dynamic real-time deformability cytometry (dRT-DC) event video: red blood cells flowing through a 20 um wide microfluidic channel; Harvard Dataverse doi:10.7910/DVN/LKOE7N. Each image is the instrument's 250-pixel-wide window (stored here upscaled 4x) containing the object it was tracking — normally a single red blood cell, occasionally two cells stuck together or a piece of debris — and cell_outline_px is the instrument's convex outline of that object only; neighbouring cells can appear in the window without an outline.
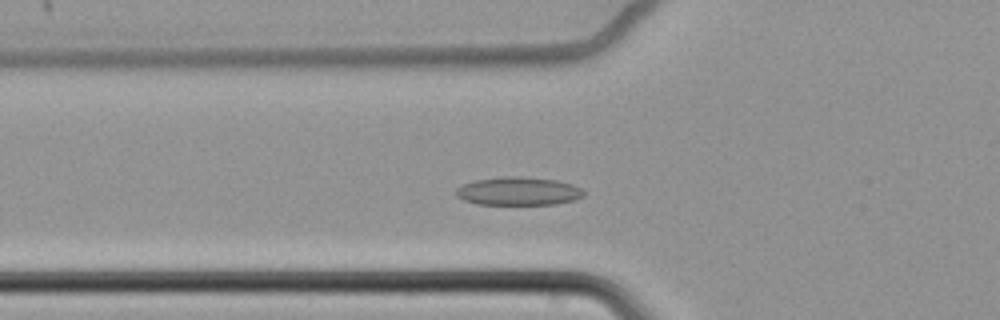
{"species": "common noctule bat (a hibernating species)", "species_latin": "Nyctalus noctula", "temperature_condition": "cold", "stored_images_in_passage": 42, "camera_frame_rate_fps": 3000, "um_per_image_px": 0.085, "animal": {"sex": "female", "body_mass_g": 22.7, "forearm_length_mm": 54.2}, "frame": {"image": 1, "passage_image": 11, "time_ms": 3.333, "image_size_px": [1000, 320], "cell_outline_px": [[584, 196], [576, 200], [556, 204], [476, 204], [464, 200], [456, 196], [456, 188], [464, 184], [476, 180], [504, 176], [520, 176], [556, 180], [572, 184], [580, 188], [584, 192]], "centroid_in_image_um": [44.07, 16.25], "position_along_channel_um": 81.7, "area_um2": 21.04}}
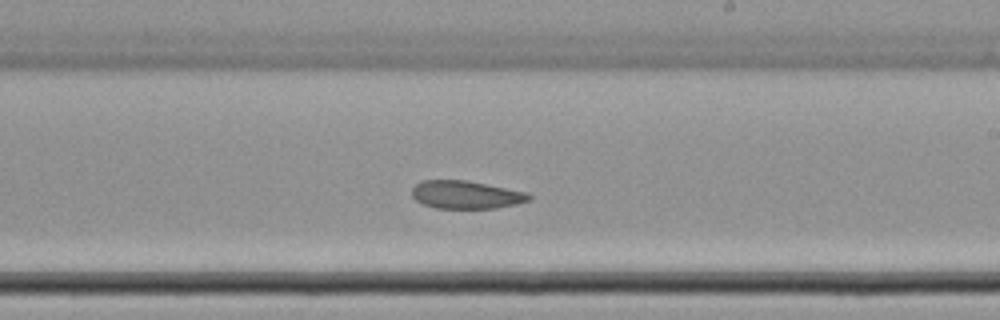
{"frame": {"image": 2, "passage_image": 26, "time_ms": 8.333, "image_size_px": [1000, 320], "cell_outline_px": [[532, 200], [516, 204], [496, 208], [436, 208], [424, 204], [416, 200], [412, 196], [412, 188], [420, 180], [468, 180], [528, 192], [532, 196]], "centroid_in_image_um": [39.64, 16.54], "position_along_channel_um": 249.4, "area_um2": 19.25}}
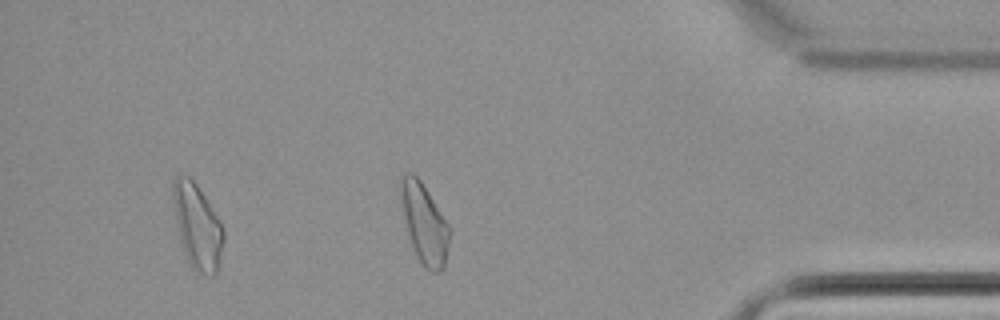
{"frame": {"image": 3, "passage_image": 42, "time_ms": 13.667, "image_size_px": [1000, 320], "cell_outline_px": [[448, 248], [444, 268], [440, 272], [432, 272], [424, 268], [416, 256], [408, 232], [400, 192], [400, 176], [404, 172], [412, 172], [420, 180], [428, 192], [448, 224]], "centroid_in_image_um": [36.06, 19.0], "position_along_channel_um": 399.1, "area_um2": 22.14}}